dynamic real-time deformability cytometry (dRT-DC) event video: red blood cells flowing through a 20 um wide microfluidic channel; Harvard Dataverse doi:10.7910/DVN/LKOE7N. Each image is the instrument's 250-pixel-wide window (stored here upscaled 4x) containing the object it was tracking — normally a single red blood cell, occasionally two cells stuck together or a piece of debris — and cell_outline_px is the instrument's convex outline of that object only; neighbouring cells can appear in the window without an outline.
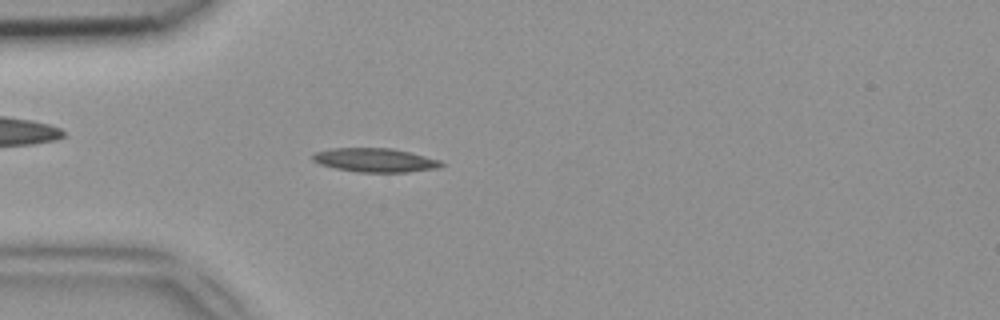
{"species": "common noctule bat (a hibernating species)", "species_latin": "Nyctalus noctula", "temperature_condition": "room temperature", "stored_images_in_passage": 36, "camera_frame_rate_fps": 3000, "um_per_image_px": 0.085, "animal": {"sex": "female", "body_mass_g": 18.4}, "frame": {"image": 1, "passage_image": 1, "time_ms": 0.0, "image_size_px": [1000, 320], "cell_outline_px": [[444, 164], [440, 168], [408, 172], [356, 172], [336, 168], [320, 164], [312, 160], [312, 156], [316, 152], [332, 148], [392, 148], [440, 160]], "centroid_in_image_um": [31.89, 13.61], "position_along_channel_um": 53.1, "area_um2": 17.8}}
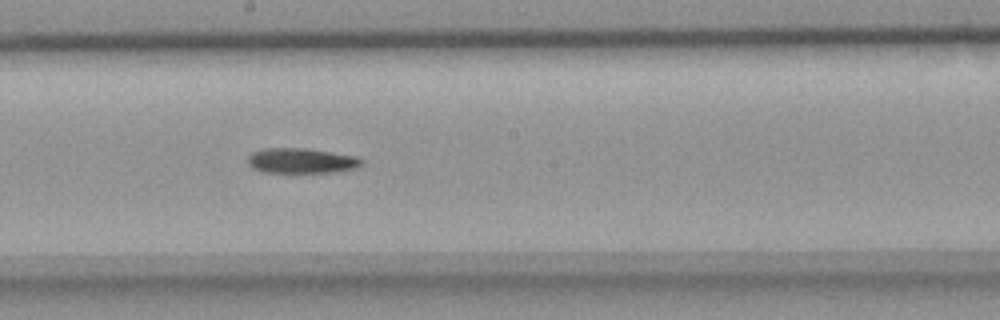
{"frame": {"image": 2, "passage_image": 14, "time_ms": 4.333, "image_size_px": [1000, 320], "cell_outline_px": [[364, 164], [356, 168], [336, 172], [260, 172], [252, 168], [248, 164], [248, 156], [252, 152], [264, 148], [304, 148], [356, 156], [364, 160]], "centroid_in_image_um": [25.62, 13.66], "position_along_channel_um": 222.6, "area_um2": 16.76}}
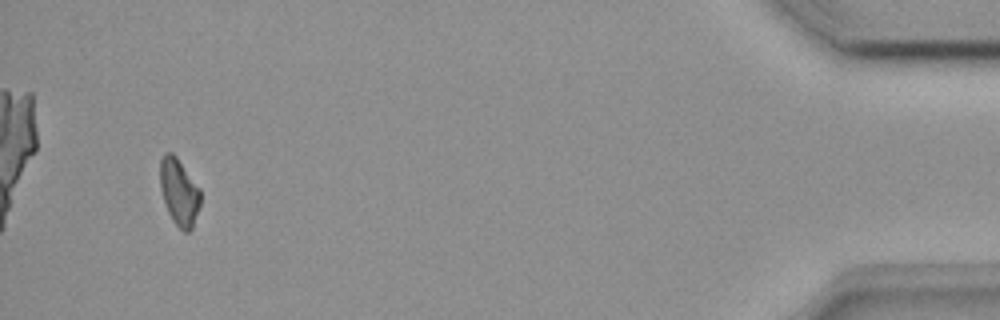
{"frame": {"image": 3, "passage_image": 34, "time_ms": 11.0, "image_size_px": [1000, 320], "cell_outline_px": [[200, 204], [192, 228], [188, 232], [184, 232], [172, 220], [168, 212], [160, 188], [160, 160], [164, 152], [172, 152], [176, 156], [200, 188]], "centroid_in_image_um": [15.22, 16.3], "position_along_channel_um": 420.0, "area_um2": 15.66}}